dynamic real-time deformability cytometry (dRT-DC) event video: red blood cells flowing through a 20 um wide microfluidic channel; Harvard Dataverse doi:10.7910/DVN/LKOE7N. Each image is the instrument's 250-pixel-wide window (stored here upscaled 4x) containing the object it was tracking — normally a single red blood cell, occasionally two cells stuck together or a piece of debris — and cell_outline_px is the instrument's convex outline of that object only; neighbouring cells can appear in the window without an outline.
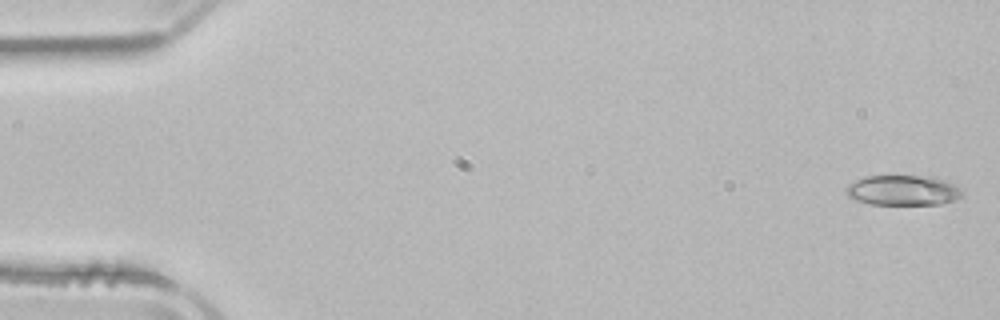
{"species": "common noctule bat (a hibernating species)", "species_latin": "Nyctalus noctula", "temperature_condition": "room temperature", "stored_images_in_passage": 5, "camera_frame_rate_fps": 3000, "um_per_image_px": 0.085, "animal": {"sex": "male", "body_mass_g": 21.5, "forearm_length_mm": 52.0}, "frame": {"image": 1, "passage_image": 1, "time_ms": 0.0, "image_size_px": [1000, 320], "cell_outline_px": [[964, 196], [940, 204], [872, 204], [856, 200], [848, 196], [844, 192], [844, 188], [848, 184], [864, 176], [936, 176], [960, 188], [964, 192]], "centroid_in_image_um": [76.74, 16.17], "position_along_channel_um": 8.3, "area_um2": 20.52}}
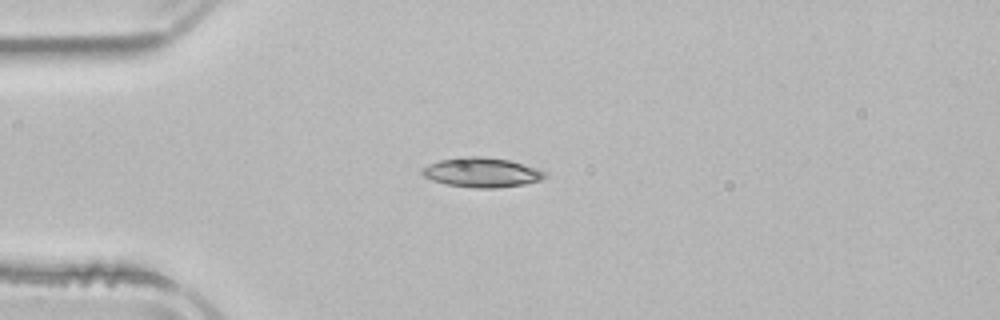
{"frame": {"image": 2, "passage_image": 4, "time_ms": 4.0, "image_size_px": [1000, 320], "cell_outline_px": [[548, 176], [540, 180], [524, 184], [496, 188], [472, 188], [444, 184], [432, 180], [424, 176], [420, 172], [428, 164], [440, 160], [464, 156], [480, 156], [508, 160], [536, 168], [544, 172]], "centroid_in_image_um": [40.92, 14.66], "position_along_channel_um": 44.1, "area_um2": 21.1}}
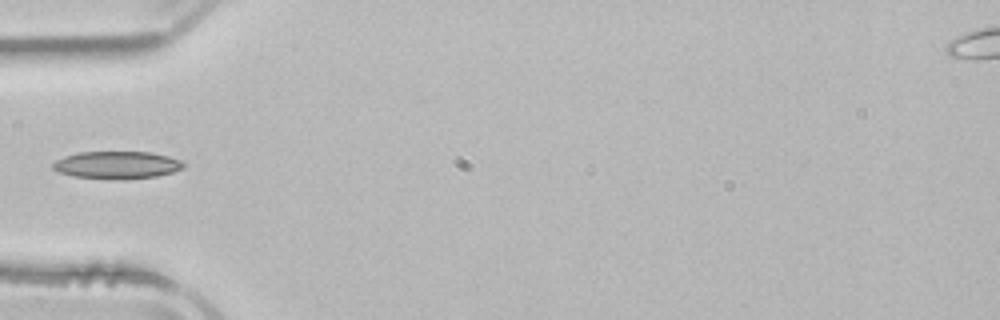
{"frame": {"image": 3, "passage_image": 5, "time_ms": 5.333, "image_size_px": [1000, 320], "cell_outline_px": [[184, 168], [172, 172], [156, 176], [124, 180], [108, 180], [76, 176], [60, 172], [52, 168], [52, 164], [56, 160], [64, 156], [80, 152], [152, 152], [168, 156], [180, 160], [184, 164]], "centroid_in_image_um": [9.95, 14.03], "position_along_channel_um": 75.1, "area_um2": 21.04}}